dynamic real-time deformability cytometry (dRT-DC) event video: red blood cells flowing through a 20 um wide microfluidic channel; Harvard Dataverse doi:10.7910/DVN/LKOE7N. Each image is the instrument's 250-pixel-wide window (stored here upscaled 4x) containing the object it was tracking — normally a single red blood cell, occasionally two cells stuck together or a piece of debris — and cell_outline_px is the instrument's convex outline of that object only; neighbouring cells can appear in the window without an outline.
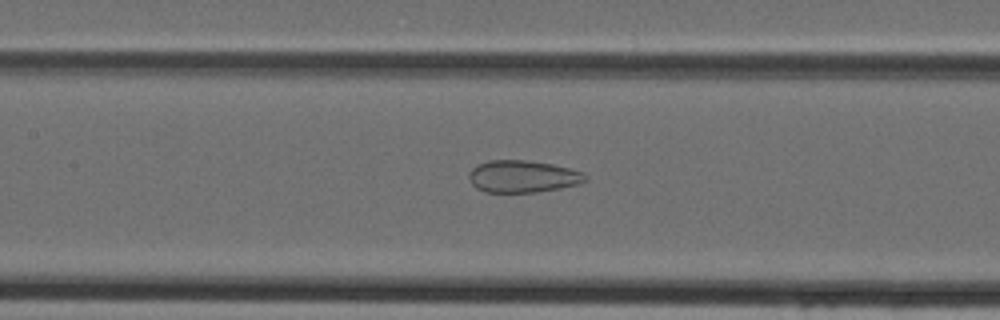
{"species": "Egyptian fruit bat (a non-hibernating species)", "species_latin": "Rousettus aegyptiacus", "temperature_condition": "cold", "stored_images_in_passage": 25, "camera_frame_rate_fps": 3000, "um_per_image_px": 0.085, "animal": {"sex": "female"}, "frame": {"image": 1, "passage_image": 8, "time_ms": 2.333, "image_size_px": [1000, 320], "cell_outline_px": [[588, 180], [580, 184], [560, 188], [536, 192], [484, 192], [476, 188], [472, 184], [468, 176], [468, 172], [476, 164], [488, 160], [524, 160], [552, 164], [584, 172], [588, 176]], "centroid_in_image_um": [44.43, 15.0], "position_along_channel_um": 163.0, "area_um2": 22.02}}
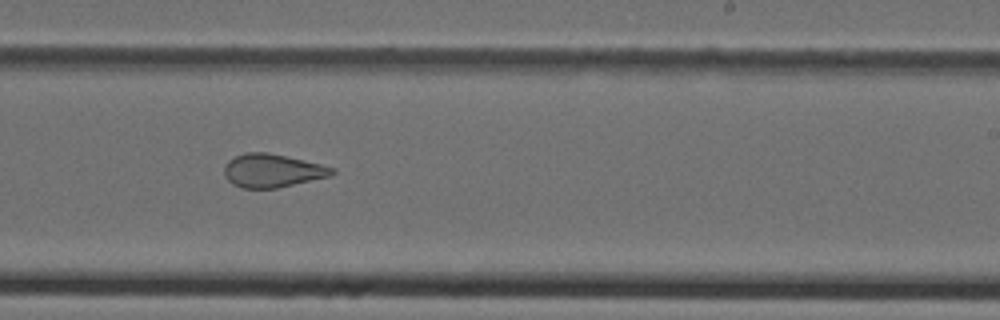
{"frame": {"image": 2, "passage_image": 15, "time_ms": 4.667, "image_size_px": [1000, 320], "cell_outline_px": [[336, 172], [332, 176], [276, 188], [244, 188], [232, 184], [224, 176], [224, 168], [228, 160], [236, 156], [248, 152], [268, 152], [304, 160], [336, 168]], "centroid_in_image_um": [23.17, 14.5], "position_along_channel_um": 265.8, "area_um2": 20.98}}
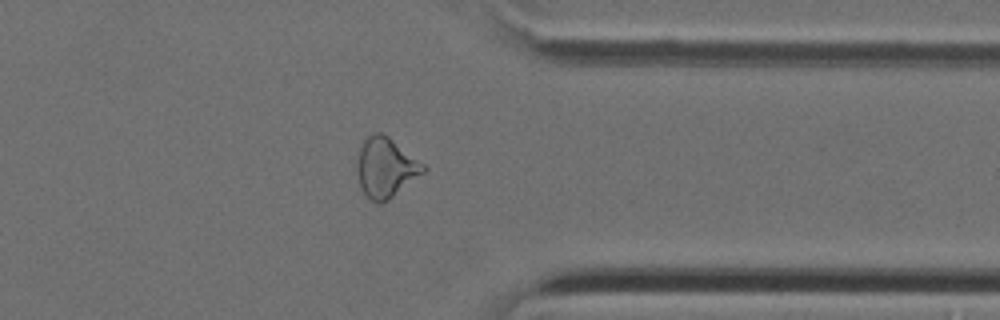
{"frame": {"image": 3, "passage_image": 23, "time_ms": 7.333, "image_size_px": [1000, 320], "cell_outline_px": [[428, 168], [424, 172], [384, 204], [380, 204], [372, 200], [364, 192], [360, 184], [356, 172], [356, 168], [360, 148], [364, 140], [372, 132], [380, 132], [388, 136], [424, 164]], "centroid_in_image_um": [32.78, 14.25], "position_along_channel_um": 378.6, "area_um2": 22.95}}